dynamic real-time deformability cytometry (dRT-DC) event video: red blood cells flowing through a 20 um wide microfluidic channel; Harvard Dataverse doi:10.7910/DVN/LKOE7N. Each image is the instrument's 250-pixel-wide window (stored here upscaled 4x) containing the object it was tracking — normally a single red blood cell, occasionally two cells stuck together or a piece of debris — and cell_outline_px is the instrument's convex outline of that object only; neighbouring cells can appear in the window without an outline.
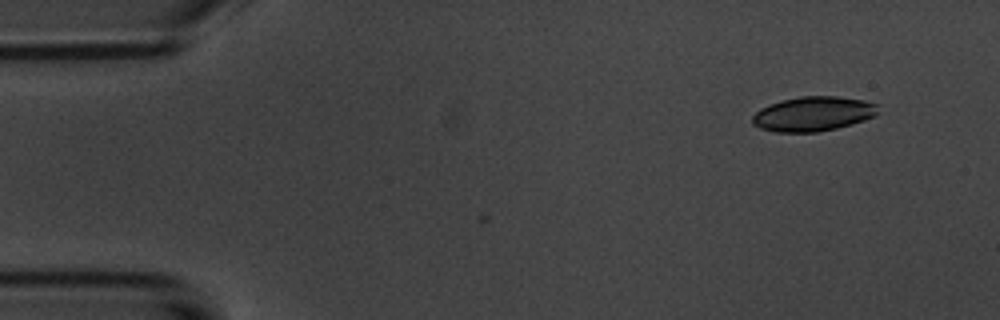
{"species": "common noctule bat (a hibernating species)", "species_latin": "Nyctalus noctula", "temperature_condition": "room temperature", "stored_images_in_passage": 2, "camera_frame_rate_fps": 3000, "um_per_image_px": 0.085, "animal": {"sex": "male", "body_mass_g": 20.1, "forearm_length_mm": 53.5}, "frame": {"image": 1, "passage_image": 2, "time_ms": 1.0, "image_size_px": [1000, 320], "cell_outline_px": [[880, 112], [876, 116], [852, 124], [836, 128], [816, 132], [772, 132], [760, 128], [752, 124], [752, 116], [760, 108], [784, 100], [800, 96], [836, 96], [864, 100], [880, 104]], "centroid_in_image_um": [69.17, 9.68], "position_along_channel_um": 15.8, "area_um2": 25.55}}